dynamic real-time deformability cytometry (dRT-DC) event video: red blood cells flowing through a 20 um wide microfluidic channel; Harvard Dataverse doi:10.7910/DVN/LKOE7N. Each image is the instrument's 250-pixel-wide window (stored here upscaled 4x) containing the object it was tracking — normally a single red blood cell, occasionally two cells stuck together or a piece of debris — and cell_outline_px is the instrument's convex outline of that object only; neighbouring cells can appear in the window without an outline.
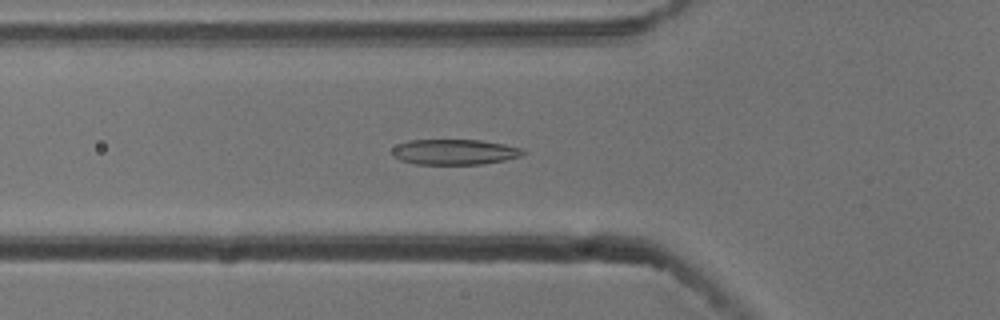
{"species": "common noctule bat (a hibernating species)", "species_latin": "Nyctalus noctula", "temperature_condition": "cold", "stored_images_in_passage": 46, "camera_frame_rate_fps": 3000, "um_per_image_px": 0.085, "animal": {"sex": "male", "body_mass_g": 13.3}, "frame": {"image": 1, "passage_image": 18, "time_ms": 5.667, "image_size_px": [1000, 320], "cell_outline_px": [[524, 152], [520, 156], [504, 160], [480, 164], [416, 164], [400, 160], [392, 156], [392, 148], [396, 144], [408, 140], [480, 140], [504, 144], [520, 148]], "centroid_in_image_um": [38.56, 12.91], "position_along_channel_um": 87.2, "area_um2": 19.31}}
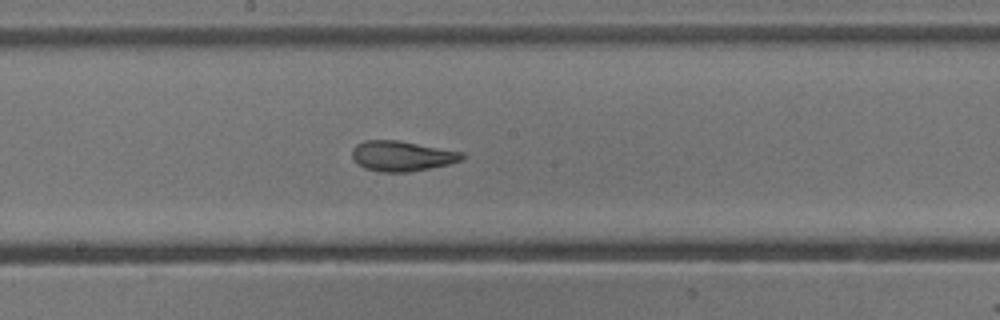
{"frame": {"image": 2, "passage_image": 28, "time_ms": 9.0, "image_size_px": [1000, 320], "cell_outline_px": [[464, 156], [460, 160], [448, 164], [408, 172], [380, 172], [364, 168], [352, 156], [352, 148], [356, 144], [364, 140], [396, 140], [464, 152]], "centroid_in_image_um": [34.13, 13.25], "position_along_channel_um": 214.1, "area_um2": 19.13}}
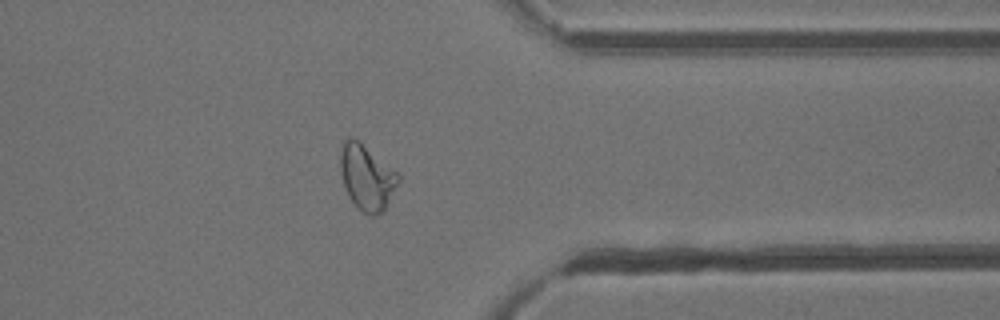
{"frame": {"image": 3, "passage_image": 42, "time_ms": 13.667, "image_size_px": [1000, 320], "cell_outline_px": [[400, 180], [384, 212], [376, 216], [372, 216], [364, 212], [348, 196], [340, 172], [340, 156], [344, 140], [348, 136], [352, 136], [360, 140], [400, 172]], "centroid_in_image_um": [31.22, 15.02], "position_along_channel_um": 380.2, "area_um2": 22.6}, "authors_computed_cell_mechanics": {"area_um2": 20.23, "velocity_mm_per_s": 3.7858, "shape_relaxation_time_tau1_ms": 4.5966, "shape_relaxation_time_tau2_ms": 1.5624, "deformation_change_tau1": 0.1787, "deformation_change_tau2": 0.0941}}